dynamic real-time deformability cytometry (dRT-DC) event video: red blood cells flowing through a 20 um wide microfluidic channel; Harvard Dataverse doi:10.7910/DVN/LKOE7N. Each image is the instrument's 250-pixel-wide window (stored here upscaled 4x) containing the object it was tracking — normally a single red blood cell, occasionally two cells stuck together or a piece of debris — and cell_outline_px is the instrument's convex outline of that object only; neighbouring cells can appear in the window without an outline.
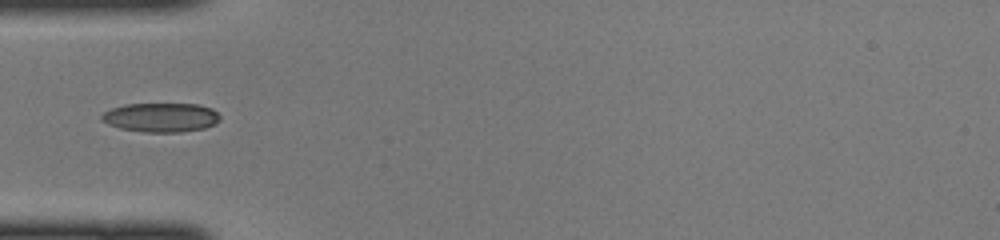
{"species": "common noctule bat (a hibernating species)", "species_latin": "Nyctalus noctula", "temperature_condition": "cold", "stored_images_in_passage": 18, "camera_frame_rate_fps": 3000, "um_per_image_px": 0.085, "animal": {"sex": "female", "body_mass_g": 22.0, "forearm_length_mm": 56.7}, "frame": {"image": 1, "passage_image": 6, "time_ms": 1.667, "image_size_px": [1000, 240], "cell_outline_px": [[220, 120], [216, 124], [204, 128], [180, 132], [144, 132], [120, 128], [108, 124], [100, 120], [100, 116], [104, 112], [112, 108], [124, 104], [200, 104], [212, 108], [220, 116]], "centroid_in_image_um": [13.69, 9.98], "position_along_channel_um": 71.3, "area_um2": 20.23}}
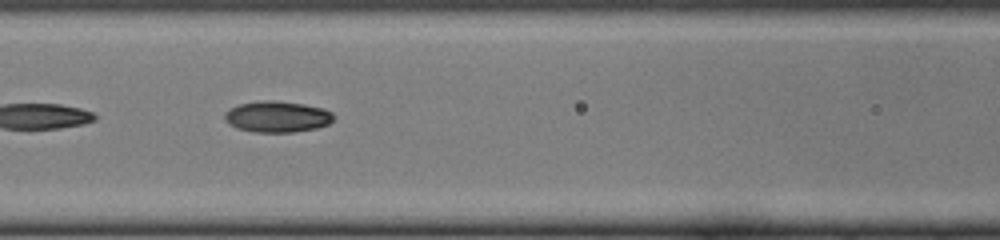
{"frame": {"image": 2, "passage_image": 11, "time_ms": 3.333, "image_size_px": [1000, 240], "cell_outline_px": [[336, 116], [328, 124], [316, 128], [292, 132], [252, 132], [236, 128], [228, 124], [224, 120], [224, 112], [228, 108], [240, 104], [260, 100], [272, 100], [304, 104], [324, 108], [332, 112]], "centroid_in_image_um": [23.53, 9.91], "position_along_channel_um": 143.1, "area_um2": 20.06}}